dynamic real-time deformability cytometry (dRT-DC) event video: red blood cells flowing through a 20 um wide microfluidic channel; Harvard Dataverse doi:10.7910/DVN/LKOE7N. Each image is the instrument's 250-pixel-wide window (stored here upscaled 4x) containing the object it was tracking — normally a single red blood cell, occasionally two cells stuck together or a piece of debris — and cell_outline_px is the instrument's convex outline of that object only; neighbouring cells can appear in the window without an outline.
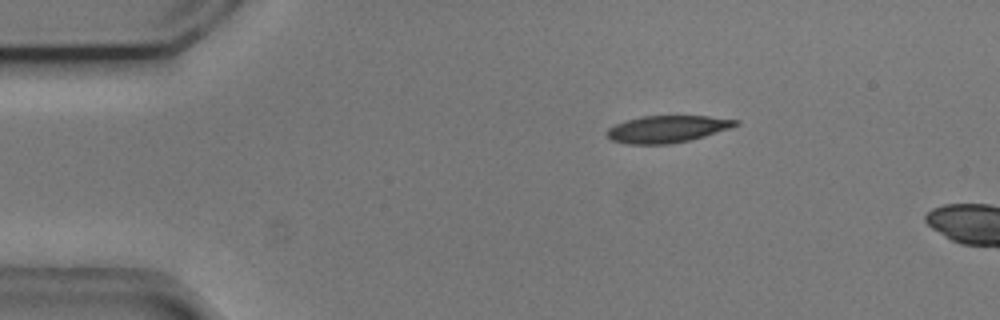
{"species": "common noctule bat (a hibernating species)", "species_latin": "Nyctalus noctula", "temperature_condition": "cold", "stored_images_in_passage": 6, "camera_frame_rate_fps": 3000, "um_per_image_px": 0.085, "animal": {"sex": "male", "body_mass_g": 20.5, "forearm_length_mm": 52.5}, "frame": {"image": 1, "passage_image": 3, "time_ms": 0.667, "image_size_px": [1000, 320], "cell_outline_px": [[740, 124], [704, 136], [688, 140], [668, 144], [628, 144], [612, 140], [604, 132], [608, 128], [616, 124], [628, 120], [644, 116], [708, 116], [740, 120]], "centroid_in_image_um": [56.7, 10.96], "position_along_channel_um": 28.3, "area_um2": 20.0}}